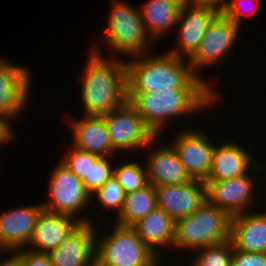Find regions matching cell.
<instances>
[{"label":"cell","instance_id":"484cf974","mask_svg":"<svg viewBox=\"0 0 266 266\" xmlns=\"http://www.w3.org/2000/svg\"><path fill=\"white\" fill-rule=\"evenodd\" d=\"M145 168L143 169L136 162L122 163L114 168L113 176L118 180L123 190L128 193L142 189L149 184Z\"/></svg>","mask_w":266,"mask_h":266},{"label":"cell","instance_id":"9c48e42d","mask_svg":"<svg viewBox=\"0 0 266 266\" xmlns=\"http://www.w3.org/2000/svg\"><path fill=\"white\" fill-rule=\"evenodd\" d=\"M239 30L240 27L221 12L210 24L198 49L188 59L192 72L200 77V68L214 64L226 56L237 40Z\"/></svg>","mask_w":266,"mask_h":266},{"label":"cell","instance_id":"cb8c5ba5","mask_svg":"<svg viewBox=\"0 0 266 266\" xmlns=\"http://www.w3.org/2000/svg\"><path fill=\"white\" fill-rule=\"evenodd\" d=\"M157 207L156 191L152 184L142 189L126 193L121 212L116 216V224L133 226Z\"/></svg>","mask_w":266,"mask_h":266},{"label":"cell","instance_id":"7a4b0ae2","mask_svg":"<svg viewBox=\"0 0 266 266\" xmlns=\"http://www.w3.org/2000/svg\"><path fill=\"white\" fill-rule=\"evenodd\" d=\"M99 53L92 49L82 78L84 115L101 116L128 101L126 61L114 56L108 61Z\"/></svg>","mask_w":266,"mask_h":266},{"label":"cell","instance_id":"3957f363","mask_svg":"<svg viewBox=\"0 0 266 266\" xmlns=\"http://www.w3.org/2000/svg\"><path fill=\"white\" fill-rule=\"evenodd\" d=\"M214 89H163L146 93H128V101L152 132L159 136L166 120L210 107Z\"/></svg>","mask_w":266,"mask_h":266},{"label":"cell","instance_id":"d6986e66","mask_svg":"<svg viewBox=\"0 0 266 266\" xmlns=\"http://www.w3.org/2000/svg\"><path fill=\"white\" fill-rule=\"evenodd\" d=\"M154 151V152H153ZM146 161V172L148 183L154 187L164 185L188 184L192 181L187 174L179 157L172 147L168 144L160 145L154 149Z\"/></svg>","mask_w":266,"mask_h":266},{"label":"cell","instance_id":"ffe728a7","mask_svg":"<svg viewBox=\"0 0 266 266\" xmlns=\"http://www.w3.org/2000/svg\"><path fill=\"white\" fill-rule=\"evenodd\" d=\"M230 240L235 250L266 254V212L231 217Z\"/></svg>","mask_w":266,"mask_h":266},{"label":"cell","instance_id":"30bf717a","mask_svg":"<svg viewBox=\"0 0 266 266\" xmlns=\"http://www.w3.org/2000/svg\"><path fill=\"white\" fill-rule=\"evenodd\" d=\"M205 132L186 130L178 133L172 147L192 180L206 181L215 148Z\"/></svg>","mask_w":266,"mask_h":266},{"label":"cell","instance_id":"277c9868","mask_svg":"<svg viewBox=\"0 0 266 266\" xmlns=\"http://www.w3.org/2000/svg\"><path fill=\"white\" fill-rule=\"evenodd\" d=\"M231 217L206 201L189 216L175 221L173 247L198 250L230 240Z\"/></svg>","mask_w":266,"mask_h":266},{"label":"cell","instance_id":"4dcf8cb0","mask_svg":"<svg viewBox=\"0 0 266 266\" xmlns=\"http://www.w3.org/2000/svg\"><path fill=\"white\" fill-rule=\"evenodd\" d=\"M247 0H233L228 2L226 8L222 11V13L229 19H231L234 23H236L239 27H241V18L242 15L248 16L249 14H255V8L258 7L255 1L251 0L253 2L250 10H246V7L243 6V2ZM243 3V4H242ZM251 4V3H250ZM248 8V7H247ZM253 8V9H252ZM252 9V10H251ZM253 12V13H251Z\"/></svg>","mask_w":266,"mask_h":266},{"label":"cell","instance_id":"e0dca14e","mask_svg":"<svg viewBox=\"0 0 266 266\" xmlns=\"http://www.w3.org/2000/svg\"><path fill=\"white\" fill-rule=\"evenodd\" d=\"M29 69L0 59V115L11 120L27 105L30 90Z\"/></svg>","mask_w":266,"mask_h":266},{"label":"cell","instance_id":"5bb4252c","mask_svg":"<svg viewBox=\"0 0 266 266\" xmlns=\"http://www.w3.org/2000/svg\"><path fill=\"white\" fill-rule=\"evenodd\" d=\"M254 183L248 173L232 179L205 181L207 201L230 217L245 213L251 203Z\"/></svg>","mask_w":266,"mask_h":266},{"label":"cell","instance_id":"8992f818","mask_svg":"<svg viewBox=\"0 0 266 266\" xmlns=\"http://www.w3.org/2000/svg\"><path fill=\"white\" fill-rule=\"evenodd\" d=\"M112 3L114 4L105 34L111 52L125 54L127 57L148 54L147 47L153 41L144 28L140 11L120 0Z\"/></svg>","mask_w":266,"mask_h":266},{"label":"cell","instance_id":"52a82bcc","mask_svg":"<svg viewBox=\"0 0 266 266\" xmlns=\"http://www.w3.org/2000/svg\"><path fill=\"white\" fill-rule=\"evenodd\" d=\"M101 116L108 130L112 147L116 152L147 148L160 137L156 136L145 124L129 101L120 108Z\"/></svg>","mask_w":266,"mask_h":266},{"label":"cell","instance_id":"d4e9b609","mask_svg":"<svg viewBox=\"0 0 266 266\" xmlns=\"http://www.w3.org/2000/svg\"><path fill=\"white\" fill-rule=\"evenodd\" d=\"M234 246L231 240L197 250L193 266H232Z\"/></svg>","mask_w":266,"mask_h":266},{"label":"cell","instance_id":"e575fe53","mask_svg":"<svg viewBox=\"0 0 266 266\" xmlns=\"http://www.w3.org/2000/svg\"><path fill=\"white\" fill-rule=\"evenodd\" d=\"M11 255L7 258V260H1L0 266H23L22 248L14 250V253Z\"/></svg>","mask_w":266,"mask_h":266},{"label":"cell","instance_id":"44dd1931","mask_svg":"<svg viewBox=\"0 0 266 266\" xmlns=\"http://www.w3.org/2000/svg\"><path fill=\"white\" fill-rule=\"evenodd\" d=\"M84 119V120H83ZM72 122L74 147L99 156H109L115 151L102 116L85 115Z\"/></svg>","mask_w":266,"mask_h":266},{"label":"cell","instance_id":"9a60e30c","mask_svg":"<svg viewBox=\"0 0 266 266\" xmlns=\"http://www.w3.org/2000/svg\"><path fill=\"white\" fill-rule=\"evenodd\" d=\"M252 154L245 147L225 141L215 145L210 172L206 181H221L237 178L249 171L256 174L263 171L261 163L254 160Z\"/></svg>","mask_w":266,"mask_h":266},{"label":"cell","instance_id":"d6a6232c","mask_svg":"<svg viewBox=\"0 0 266 266\" xmlns=\"http://www.w3.org/2000/svg\"><path fill=\"white\" fill-rule=\"evenodd\" d=\"M10 119L0 115V144L7 143L13 138V131L9 124Z\"/></svg>","mask_w":266,"mask_h":266},{"label":"cell","instance_id":"7c38bea8","mask_svg":"<svg viewBox=\"0 0 266 266\" xmlns=\"http://www.w3.org/2000/svg\"><path fill=\"white\" fill-rule=\"evenodd\" d=\"M157 207L175 221L189 216L206 201L204 181L192 180L188 184L164 185L155 187Z\"/></svg>","mask_w":266,"mask_h":266},{"label":"cell","instance_id":"6da1fadb","mask_svg":"<svg viewBox=\"0 0 266 266\" xmlns=\"http://www.w3.org/2000/svg\"><path fill=\"white\" fill-rule=\"evenodd\" d=\"M133 57V61H126L128 93L163 89H213L211 83L192 72L188 59L167 51L157 56Z\"/></svg>","mask_w":266,"mask_h":266},{"label":"cell","instance_id":"836d02e7","mask_svg":"<svg viewBox=\"0 0 266 266\" xmlns=\"http://www.w3.org/2000/svg\"><path fill=\"white\" fill-rule=\"evenodd\" d=\"M188 2L199 5V6H204V7H210L219 10L222 12L229 1L227 0H187Z\"/></svg>","mask_w":266,"mask_h":266},{"label":"cell","instance_id":"d590c367","mask_svg":"<svg viewBox=\"0 0 266 266\" xmlns=\"http://www.w3.org/2000/svg\"><path fill=\"white\" fill-rule=\"evenodd\" d=\"M91 266H100L97 262H94Z\"/></svg>","mask_w":266,"mask_h":266},{"label":"cell","instance_id":"1f68e13d","mask_svg":"<svg viewBox=\"0 0 266 266\" xmlns=\"http://www.w3.org/2000/svg\"><path fill=\"white\" fill-rule=\"evenodd\" d=\"M23 266H52L47 253L35 252L22 249Z\"/></svg>","mask_w":266,"mask_h":266},{"label":"cell","instance_id":"2e32d148","mask_svg":"<svg viewBox=\"0 0 266 266\" xmlns=\"http://www.w3.org/2000/svg\"><path fill=\"white\" fill-rule=\"evenodd\" d=\"M75 219L69 215L53 213L43 210L34 227L29 250L48 253L67 239V237L81 224L90 222L86 217ZM35 247V248H34Z\"/></svg>","mask_w":266,"mask_h":266},{"label":"cell","instance_id":"8fae6325","mask_svg":"<svg viewBox=\"0 0 266 266\" xmlns=\"http://www.w3.org/2000/svg\"><path fill=\"white\" fill-rule=\"evenodd\" d=\"M220 13L217 9L195 5L186 1L180 9L176 24L180 26L179 46L167 52L189 59L198 49L200 41L209 29L210 24Z\"/></svg>","mask_w":266,"mask_h":266},{"label":"cell","instance_id":"5b68a950","mask_svg":"<svg viewBox=\"0 0 266 266\" xmlns=\"http://www.w3.org/2000/svg\"><path fill=\"white\" fill-rule=\"evenodd\" d=\"M112 231L100 241L96 236L95 262L100 266H158L160 264V256L139 238L132 226L115 223Z\"/></svg>","mask_w":266,"mask_h":266},{"label":"cell","instance_id":"ba28073f","mask_svg":"<svg viewBox=\"0 0 266 266\" xmlns=\"http://www.w3.org/2000/svg\"><path fill=\"white\" fill-rule=\"evenodd\" d=\"M51 176L49 183L51 198L47 203H42L44 209L75 218L91 200V195L86 191L82 179L76 177L61 162L55 167Z\"/></svg>","mask_w":266,"mask_h":266},{"label":"cell","instance_id":"f546056e","mask_svg":"<svg viewBox=\"0 0 266 266\" xmlns=\"http://www.w3.org/2000/svg\"><path fill=\"white\" fill-rule=\"evenodd\" d=\"M232 266H266V254L234 249Z\"/></svg>","mask_w":266,"mask_h":266},{"label":"cell","instance_id":"ac0fdd59","mask_svg":"<svg viewBox=\"0 0 266 266\" xmlns=\"http://www.w3.org/2000/svg\"><path fill=\"white\" fill-rule=\"evenodd\" d=\"M43 204L20 207L0 215V248L14 251L28 247Z\"/></svg>","mask_w":266,"mask_h":266},{"label":"cell","instance_id":"7402d4cb","mask_svg":"<svg viewBox=\"0 0 266 266\" xmlns=\"http://www.w3.org/2000/svg\"><path fill=\"white\" fill-rule=\"evenodd\" d=\"M132 227L139 238L160 257L159 247H173L175 220L158 207L150 211Z\"/></svg>","mask_w":266,"mask_h":266},{"label":"cell","instance_id":"83f0119b","mask_svg":"<svg viewBox=\"0 0 266 266\" xmlns=\"http://www.w3.org/2000/svg\"><path fill=\"white\" fill-rule=\"evenodd\" d=\"M99 203L104 207L115 209L117 216L121 212L126 197V192L118 180L112 176L102 187L94 193Z\"/></svg>","mask_w":266,"mask_h":266},{"label":"cell","instance_id":"603a6c76","mask_svg":"<svg viewBox=\"0 0 266 266\" xmlns=\"http://www.w3.org/2000/svg\"><path fill=\"white\" fill-rule=\"evenodd\" d=\"M187 0H149L140 13L148 36L154 41L177 25L181 7Z\"/></svg>","mask_w":266,"mask_h":266},{"label":"cell","instance_id":"4316f807","mask_svg":"<svg viewBox=\"0 0 266 266\" xmlns=\"http://www.w3.org/2000/svg\"><path fill=\"white\" fill-rule=\"evenodd\" d=\"M64 156L60 162L79 179H89L90 162H95L100 157L74 146Z\"/></svg>","mask_w":266,"mask_h":266},{"label":"cell","instance_id":"f1b7e54d","mask_svg":"<svg viewBox=\"0 0 266 266\" xmlns=\"http://www.w3.org/2000/svg\"><path fill=\"white\" fill-rule=\"evenodd\" d=\"M109 162L106 156H100L95 162H90L89 179H82L92 200L93 193L114 175V169Z\"/></svg>","mask_w":266,"mask_h":266},{"label":"cell","instance_id":"4fadbf2b","mask_svg":"<svg viewBox=\"0 0 266 266\" xmlns=\"http://www.w3.org/2000/svg\"><path fill=\"white\" fill-rule=\"evenodd\" d=\"M81 223L58 248L47 253L52 266H91L95 262L96 229Z\"/></svg>","mask_w":266,"mask_h":266}]
</instances>
